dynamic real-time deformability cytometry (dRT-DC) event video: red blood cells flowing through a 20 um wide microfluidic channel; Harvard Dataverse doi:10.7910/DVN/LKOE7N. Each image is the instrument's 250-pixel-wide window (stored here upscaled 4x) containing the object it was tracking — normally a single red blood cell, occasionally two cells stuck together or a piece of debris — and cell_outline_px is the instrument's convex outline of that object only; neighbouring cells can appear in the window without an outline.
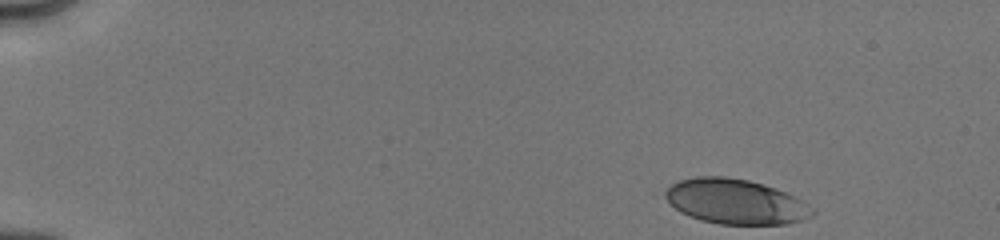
{"species": "human", "species_latin": "Homo sapiens", "temperature_condition": "cold", "stored_images_in_passage": 19, "camera_frame_rate_fps": 3000, "um_per_image_px": 0.085, "donor": {"sex": "male"}, "frame": {"image": 1, "passage_image": 1, "time_ms": 0.0, "image_size_px": [1000, 240], "cell_outline_px": [[816, 212], [812, 216], [804, 220], [788, 224], [720, 224], [700, 220], [688, 216], [680, 212], [668, 204], [660, 196], [660, 192], [672, 184], [680, 180], [696, 176], [724, 176], [748, 180], [764, 184], [776, 188], [800, 200], [812, 208]], "centroid_in_image_um": [62.43, 17.13], "position_along_channel_um": 22.6, "area_um2": 39.02}}
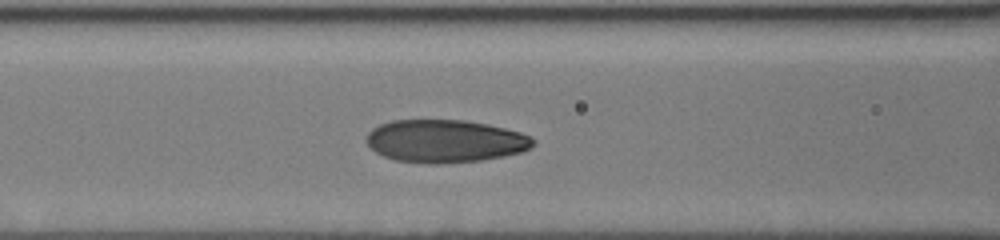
{"frame": {"image": 2, "passage_image": 16, "time_ms": 5.667, "image_size_px": [1000, 240], "cell_outline_px": [[536, 144], [532, 148], [524, 152], [504, 156], [480, 160], [440, 164], [432, 164], [396, 160], [384, 156], [376, 152], [364, 140], [368, 132], [372, 128], [380, 124], [392, 120], [464, 120], [488, 124], [520, 132], [532, 136], [536, 140]], "centroid_in_image_um": [37.87, 11.99], "position_along_channel_um": 128.7, "area_um2": 41.91}}
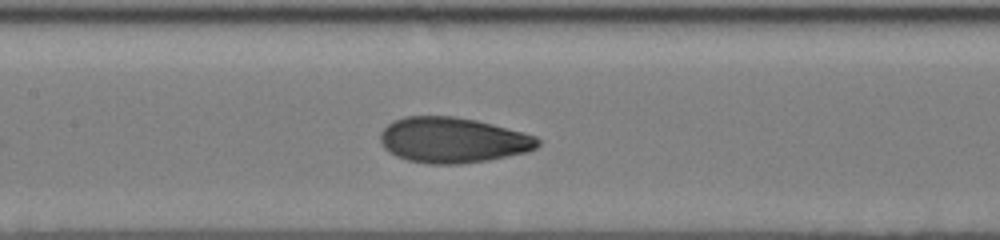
{"frame": {"image": 3, "passage_image": 19, "time_ms": 6.667, "image_size_px": [1000, 240], "cell_outline_px": [[540, 144], [536, 148], [528, 152], [488, 160], [460, 164], [424, 164], [408, 160], [396, 156], [384, 148], [380, 140], [380, 132], [392, 120], [404, 116], [452, 116], [476, 120], [524, 132], [536, 136], [540, 140]], "centroid_in_image_um": [38.48, 11.91], "position_along_channel_um": 168.9, "area_um2": 42.02}}